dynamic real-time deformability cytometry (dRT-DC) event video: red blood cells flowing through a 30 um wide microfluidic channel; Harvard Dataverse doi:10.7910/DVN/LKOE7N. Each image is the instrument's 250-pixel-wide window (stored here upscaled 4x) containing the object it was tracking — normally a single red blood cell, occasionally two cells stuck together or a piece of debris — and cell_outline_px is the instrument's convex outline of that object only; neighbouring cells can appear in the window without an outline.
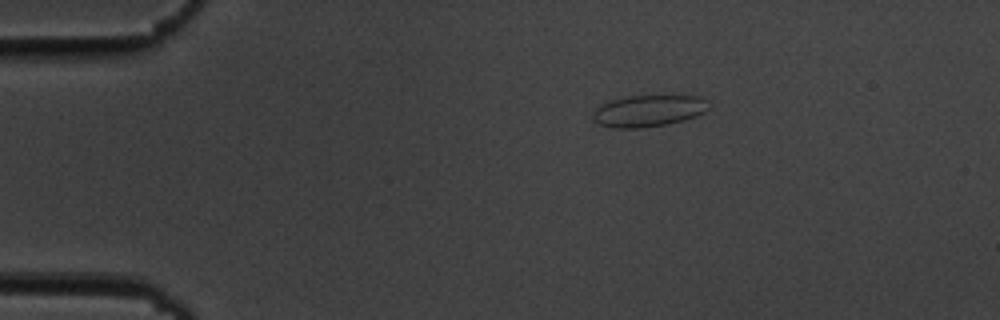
{"species": "common noctule bat (a hibernating species)", "species_latin": "Nyctalus noctula", "temperature_condition": "cold", "stored_images_in_passage": 46, "camera_frame_rate_fps": 3000, "um_per_image_px": 0.085, "animal": {"sex": "male", "body_mass_g": 19.5, "forearm_length_mm": 54.6}, "frame": {"image": 1, "passage_image": 1, "time_ms": 0.0, "image_size_px": [1000, 320], "cell_outline_px": [[712, 104], [704, 112], [696, 116], [684, 120], [668, 124], [640, 128], [612, 128], [600, 124], [592, 120], [592, 112], [600, 104], [608, 100], [628, 96], [700, 96]], "centroid_in_image_um": [55.1, 9.42], "position_along_channel_um": 29.9, "area_um2": 21.62}}
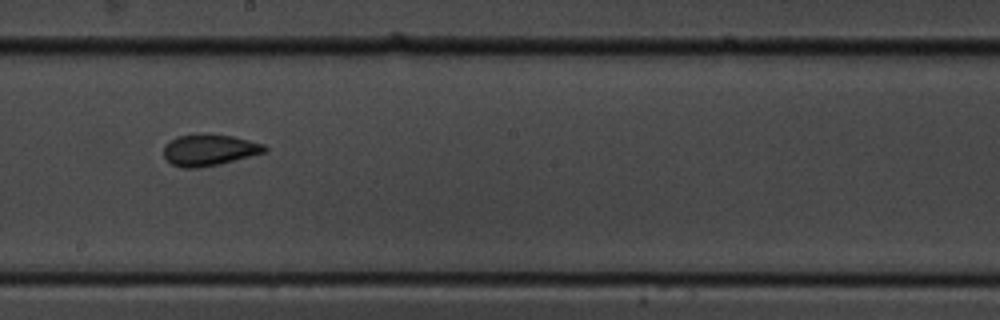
{"frame": {"image": 2, "passage_image": 22, "time_ms": 7.0, "image_size_px": [1000, 320], "cell_outline_px": [[268, 148], [264, 152], [220, 164], [196, 168], [180, 168], [172, 164], [164, 156], [164, 144], [168, 140], [176, 136], [204, 132], [232, 136], [264, 144]], "centroid_in_image_um": [17.73, 12.72], "position_along_channel_um": 230.5, "area_um2": 18.73}}
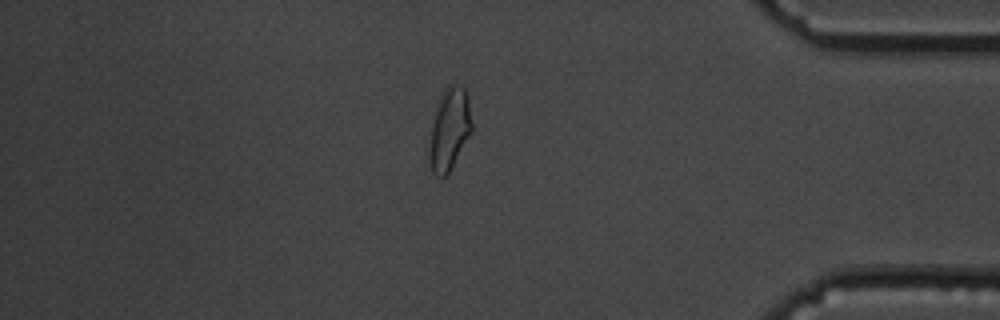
{"frame": {"image": 3, "passage_image": 38, "time_ms": 12.333, "image_size_px": [1000, 320], "cell_outline_px": [[472, 132], [448, 172], [444, 176], [436, 176], [432, 172], [428, 164], [428, 144], [436, 104], [444, 88], [452, 80], [464, 88], [468, 100], [472, 124]], "centroid_in_image_um": [38.17, 10.95], "position_along_channel_um": 397.0, "area_um2": 20.63}, "authors_computed_cell_mechanics": {"area_um2": 18.7561, "velocity_mm_per_s": 3.6714, "shape_relaxation_time_tau1_ms": null, "shape_relaxation_time_tau2_ms": 0.998, "deformation_change_tau1": null, "deformation_change_tau2": 0.0582}}